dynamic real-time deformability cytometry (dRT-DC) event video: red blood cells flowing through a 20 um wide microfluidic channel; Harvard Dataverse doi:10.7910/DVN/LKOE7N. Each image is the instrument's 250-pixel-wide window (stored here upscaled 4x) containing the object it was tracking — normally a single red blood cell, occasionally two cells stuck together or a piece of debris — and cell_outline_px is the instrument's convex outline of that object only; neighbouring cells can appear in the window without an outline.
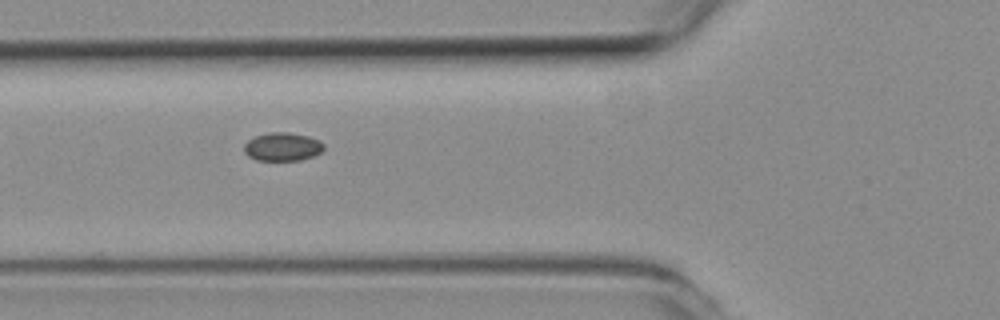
{"species": "common noctule bat (a hibernating species)", "species_latin": "Nyctalus noctula", "temperature_condition": "room temperature", "stored_images_in_passage": 33, "camera_frame_rate_fps": 3000, "um_per_image_px": 0.085, "animal": {"sex": "female", "body_mass_g": 19.3, "forearm_length_mm": 54.1}, "frame": {"image": 1, "passage_image": 3, "time_ms": 0.667, "image_size_px": [1000, 320], "cell_outline_px": [[324, 148], [320, 152], [312, 156], [300, 160], [256, 160], [248, 156], [244, 152], [244, 144], [248, 140], [256, 136], [268, 132], [288, 132], [308, 136], [320, 140], [324, 144]], "centroid_in_image_um": [24.0, 12.47], "position_along_channel_um": 101.8, "area_um2": 13.18}}
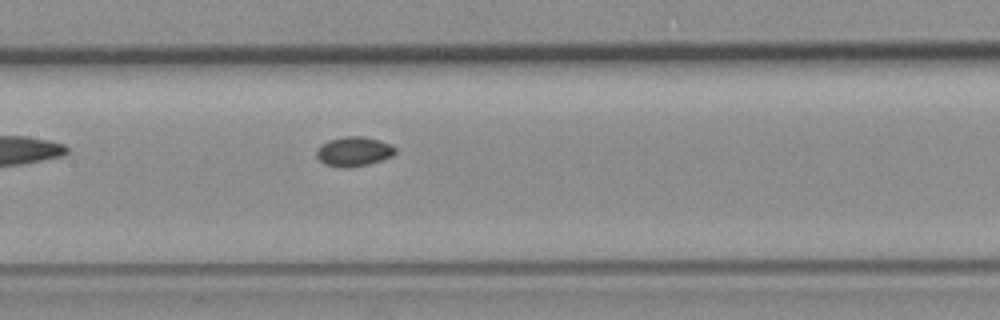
{"frame": {"image": 2, "passage_image": 9, "time_ms": 2.667, "image_size_px": [1000, 320], "cell_outline_px": [[396, 152], [392, 156], [368, 164], [352, 168], [340, 168], [324, 164], [316, 156], [316, 152], [328, 140], [344, 136], [364, 136], [380, 140], [396, 148]], "centroid_in_image_um": [30.08, 12.89], "position_along_channel_um": 177.3, "area_um2": 13.53}}
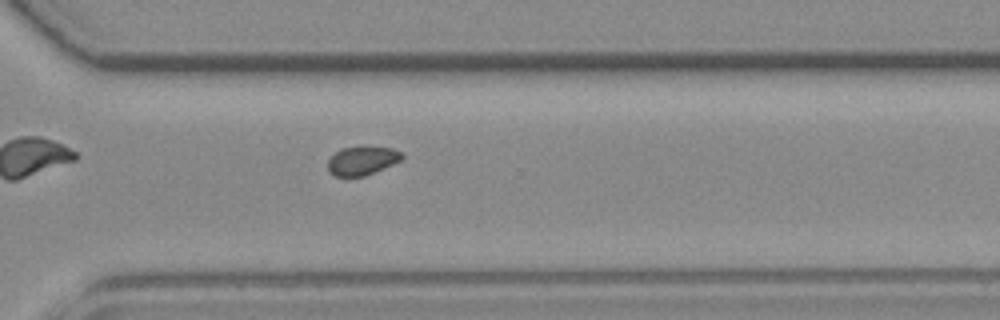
{"frame": {"image": 3, "passage_image": 22, "time_ms": 7.0, "image_size_px": [1000, 320], "cell_outline_px": [[404, 156], [400, 160], [392, 164], [364, 176], [336, 176], [328, 172], [328, 160], [336, 152], [344, 148], [392, 148], [400, 152]], "centroid_in_image_um": [30.75, 13.68], "position_along_channel_um": 339.8, "area_um2": 11.85}}